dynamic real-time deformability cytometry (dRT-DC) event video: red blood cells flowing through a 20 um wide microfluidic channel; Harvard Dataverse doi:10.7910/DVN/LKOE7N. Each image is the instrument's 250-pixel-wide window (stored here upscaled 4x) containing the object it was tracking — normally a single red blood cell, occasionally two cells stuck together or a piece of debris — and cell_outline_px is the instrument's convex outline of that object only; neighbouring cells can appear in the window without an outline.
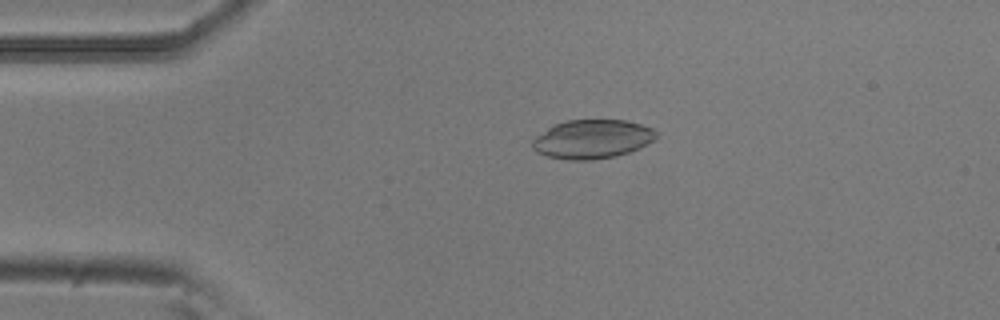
{"species": "common noctule bat (a hibernating species)", "species_latin": "Nyctalus noctula", "temperature_condition": "room temperature", "stored_images_in_passage": 38, "camera_frame_rate_fps": 3000, "um_per_image_px": 0.085, "animal": {"sex": "male", "body_mass_g": 20.5, "forearm_length_mm": 52.5}, "frame": {"image": 1, "passage_image": 2, "time_ms": 0.333, "image_size_px": [1000, 320], "cell_outline_px": [[656, 140], [640, 148], [616, 156], [592, 160], [568, 160], [548, 156], [536, 152], [532, 148], [532, 140], [536, 136], [548, 128], [556, 124], [568, 120], [624, 120], [640, 124], [652, 128], [656, 132]], "centroid_in_image_um": [50.35, 11.83], "position_along_channel_um": 34.7, "area_um2": 28.03}}
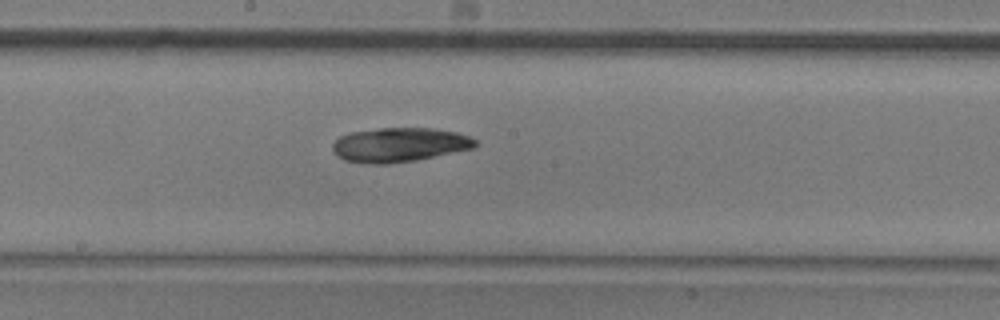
{"frame": {"image": 2, "passage_image": 19, "time_ms": 6.0, "image_size_px": [1000, 320], "cell_outline_px": [[476, 144], [472, 148], [416, 160], [384, 164], [372, 164], [344, 160], [336, 156], [332, 148], [332, 144], [340, 136], [348, 132], [380, 128], [436, 128], [456, 132], [468, 136], [476, 140]], "centroid_in_image_um": [33.9, 12.3], "position_along_channel_um": 214.3, "area_um2": 28.44}}
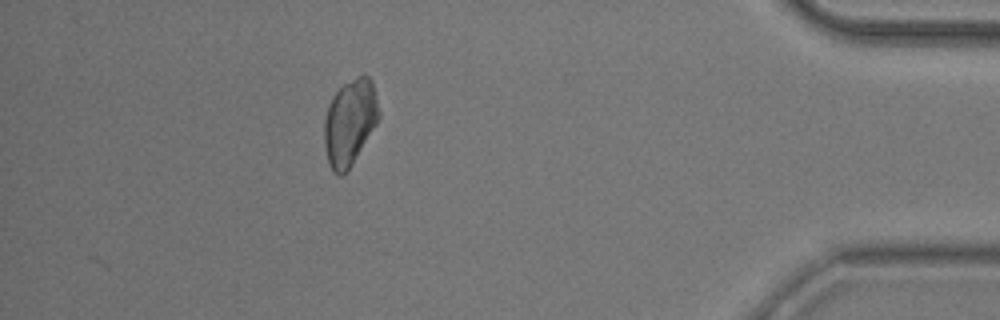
{"frame": {"image": 3, "passage_image": 38, "time_ms": 12.333, "image_size_px": [1000, 320], "cell_outline_px": [[380, 116], [376, 124], [352, 164], [340, 176], [328, 164], [324, 144], [324, 120], [328, 104], [332, 96], [344, 84], [356, 76], [368, 76], [372, 80], [380, 112]], "centroid_in_image_um": [29.73, 10.36], "position_along_channel_um": 405.5, "area_um2": 27.11}, "authors_computed_cell_mechanics": {"area_um2": 27.9174, "velocity_mm_per_s": 3.7898, "shape_relaxation_time_tau1_ms": 7.3076, "shape_relaxation_time_tau2_ms": null, "deformation_change_tau1": 0.1032, "deformation_change_tau2": null}}